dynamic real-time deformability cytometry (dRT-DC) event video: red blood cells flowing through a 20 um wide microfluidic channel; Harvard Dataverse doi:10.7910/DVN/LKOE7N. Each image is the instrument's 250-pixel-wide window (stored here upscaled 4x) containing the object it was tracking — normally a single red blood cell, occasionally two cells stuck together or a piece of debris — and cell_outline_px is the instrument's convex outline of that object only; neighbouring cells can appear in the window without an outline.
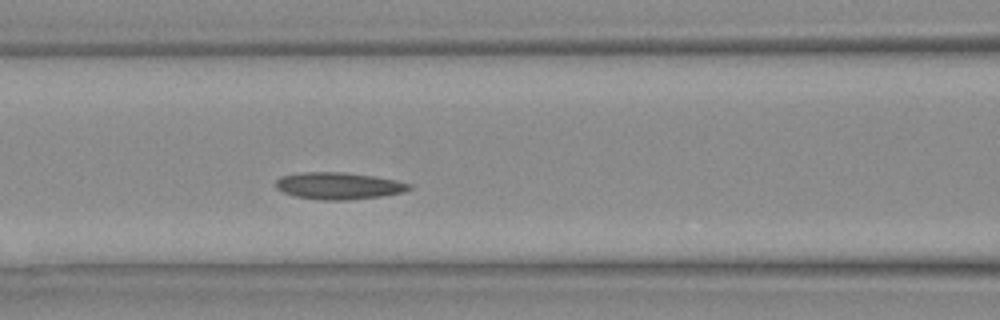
{"species": "Egyptian fruit bat (a non-hibernating species)", "species_latin": "Rousettus aegyptiacus", "temperature_condition": "warm", "stored_images_in_passage": 25, "camera_frame_rate_fps": 3000, "um_per_image_px": 0.085, "animal": {"sex": "female"}, "frame": {"image": 1, "passage_image": 8, "time_ms": 2.333, "image_size_px": [1000, 320], "cell_outline_px": [[412, 188], [404, 192], [380, 196], [348, 200], [324, 200], [296, 196], [284, 192], [276, 188], [276, 180], [280, 176], [300, 172], [344, 172], [372, 176], [396, 180], [412, 184]], "centroid_in_image_um": [28.79, 15.79], "position_along_channel_um": 137.8, "area_um2": 20.87}}